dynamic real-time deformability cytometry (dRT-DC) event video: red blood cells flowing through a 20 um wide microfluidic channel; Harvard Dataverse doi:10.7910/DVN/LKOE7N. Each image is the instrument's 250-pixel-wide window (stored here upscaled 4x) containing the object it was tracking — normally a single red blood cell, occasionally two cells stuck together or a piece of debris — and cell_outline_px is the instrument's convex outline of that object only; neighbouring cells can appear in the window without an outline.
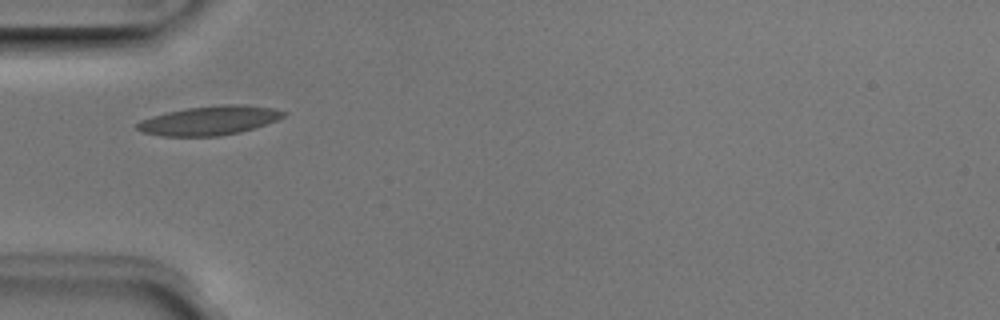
{"species": "Egyptian fruit bat (a non-hibernating species)", "species_latin": "Rousettus aegyptiacus", "temperature_condition": "room temperature", "stored_images_in_passage": 1, "camera_frame_rate_fps": 3000, "um_per_image_px": 0.085, "animal": {"sex": "male"}, "frame": {"image": 1, "passage_image": 1, "time_ms": 0.0, "image_size_px": [1000, 320], "cell_outline_px": [[288, 112], [284, 116], [276, 120], [240, 132], [220, 136], [160, 136], [140, 132], [136, 128], [136, 124], [140, 120], [152, 116], [168, 112], [188, 108], [224, 104], [240, 104], [272, 108]], "centroid_in_image_um": [17.76, 10.25], "position_along_channel_um": 67.2, "area_um2": 24.68}}